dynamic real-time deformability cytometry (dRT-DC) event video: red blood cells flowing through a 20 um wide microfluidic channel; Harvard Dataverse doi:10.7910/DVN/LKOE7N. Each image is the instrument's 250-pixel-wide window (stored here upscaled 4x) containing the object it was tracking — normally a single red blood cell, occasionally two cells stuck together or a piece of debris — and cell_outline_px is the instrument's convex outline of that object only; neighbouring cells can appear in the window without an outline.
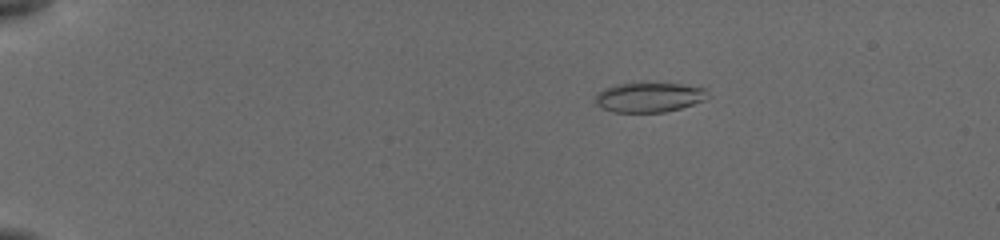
{"species": "common noctule bat (a hibernating species)", "species_latin": "Nyctalus noctula", "temperature_condition": "cold", "stored_images_in_passage": 9, "camera_frame_rate_fps": 3000, "um_per_image_px": 0.085, "animal": {"sex": "female", "body_mass_g": 19.5, "forearm_length_mm": 54.1}, "frame": {"image": 1, "passage_image": 4, "time_ms": 2.667, "image_size_px": [1000, 240], "cell_outline_px": [[712, 96], [704, 100], [680, 108], [664, 112], [612, 112], [596, 104], [596, 96], [604, 88], [616, 84], [680, 84], [704, 88]], "centroid_in_image_um": [55.21, 8.28], "position_along_channel_um": 29.8, "area_um2": 19.13}}
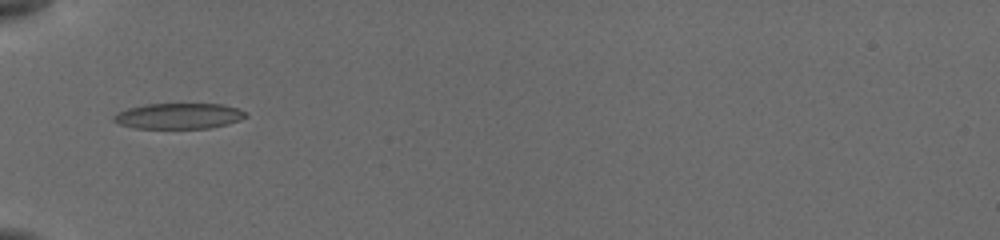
{"frame": {"image": 2, "passage_image": 8, "time_ms": 6.0, "image_size_px": [1000, 240], "cell_outline_px": [[248, 116], [240, 120], [228, 124], [208, 128], [132, 128], [120, 124], [112, 120], [112, 116], [116, 112], [128, 108], [148, 104], [224, 104], [248, 112]], "centroid_in_image_um": [15.2, 9.86], "position_along_channel_um": 69.8, "area_um2": 19.88}}